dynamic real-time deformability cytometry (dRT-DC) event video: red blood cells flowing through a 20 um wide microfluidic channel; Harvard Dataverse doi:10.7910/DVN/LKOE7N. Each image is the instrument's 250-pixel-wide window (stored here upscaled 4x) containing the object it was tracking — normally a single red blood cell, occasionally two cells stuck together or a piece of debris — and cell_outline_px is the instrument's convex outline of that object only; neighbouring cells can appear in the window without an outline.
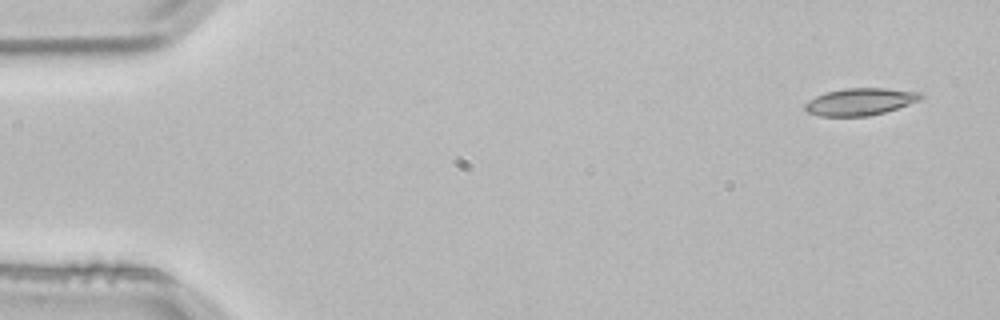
{"species": "common noctule bat (a hibernating species)", "species_latin": "Nyctalus noctula", "temperature_condition": "room temperature", "stored_images_in_passage": 3, "segment_of_instrument_passage": [2, 2], "camera_frame_rate_fps": 3000, "um_per_image_px": 0.085, "animal": {"sex": "male", "body_mass_g": 21.5, "forearm_length_mm": 52.0}, "frame": {"image": 1, "passage_image": 3, "time_ms": 0.667, "image_size_px": [1000, 320], "cell_outline_px": [[924, 96], [920, 100], [884, 112], [868, 116], [820, 116], [808, 112], [804, 108], [804, 104], [808, 100], [816, 96], [828, 92], [844, 88], [884, 88], [920, 92]], "centroid_in_image_um": [73.1, 8.64], "position_along_channel_um": 11.9, "area_um2": 18.15}}